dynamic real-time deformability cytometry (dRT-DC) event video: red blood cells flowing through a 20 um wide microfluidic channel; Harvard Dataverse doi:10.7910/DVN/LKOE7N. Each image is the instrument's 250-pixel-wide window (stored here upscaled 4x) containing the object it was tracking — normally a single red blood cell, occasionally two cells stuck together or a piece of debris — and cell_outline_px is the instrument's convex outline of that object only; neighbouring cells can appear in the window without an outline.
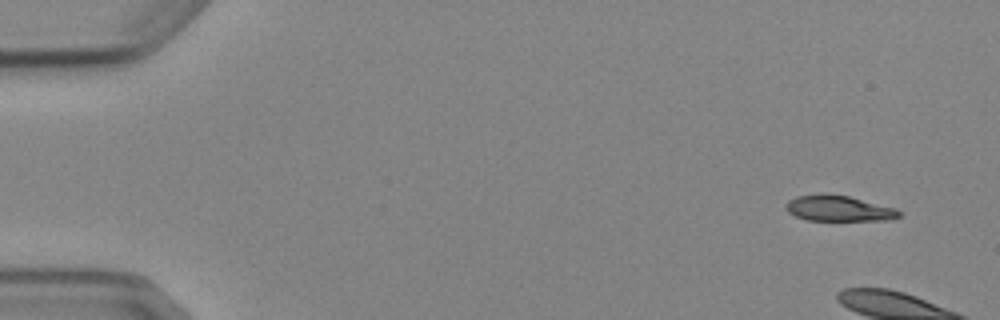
{"species": "Egyptian fruit bat (a non-hibernating species)", "species_latin": "Rousettus aegyptiacus", "temperature_condition": "cold", "stored_images_in_passage": 6, "camera_frame_rate_fps": 3000, "um_per_image_px": 0.085, "animal": {"sex": "female"}, "frame": {"image": 1, "passage_image": 1, "time_ms": 0.0, "image_size_px": [1000, 320], "cell_outline_px": [[900, 216], [892, 220], [808, 220], [796, 216], [788, 212], [784, 208], [784, 204], [788, 200], [796, 196], [824, 192], [848, 196], [896, 208], [900, 212]], "centroid_in_image_um": [71.24, 17.7], "position_along_channel_um": 13.8, "area_um2": 17.17}}
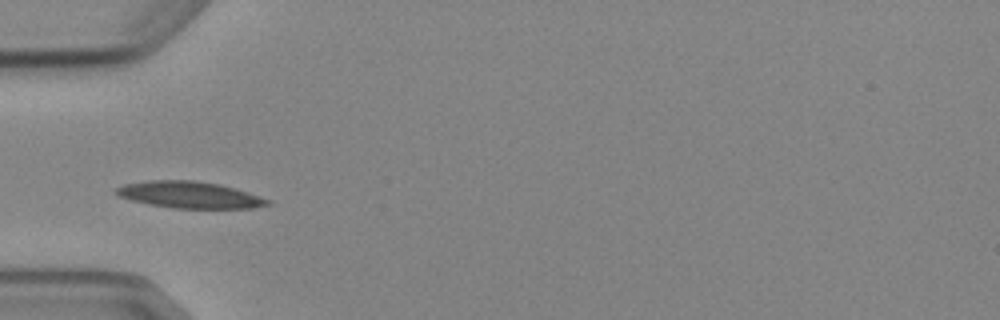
{"frame": {"image": 2, "passage_image": 6, "time_ms": 5.667, "image_size_px": [1000, 320], "cell_outline_px": [[272, 204], [252, 208], [172, 208], [148, 204], [132, 200], [120, 196], [112, 192], [116, 188], [124, 184], [148, 180], [192, 180], [220, 184], [248, 192], [272, 200]], "centroid_in_image_um": [16.12, 16.56], "position_along_channel_um": 68.9, "area_um2": 23.58}}